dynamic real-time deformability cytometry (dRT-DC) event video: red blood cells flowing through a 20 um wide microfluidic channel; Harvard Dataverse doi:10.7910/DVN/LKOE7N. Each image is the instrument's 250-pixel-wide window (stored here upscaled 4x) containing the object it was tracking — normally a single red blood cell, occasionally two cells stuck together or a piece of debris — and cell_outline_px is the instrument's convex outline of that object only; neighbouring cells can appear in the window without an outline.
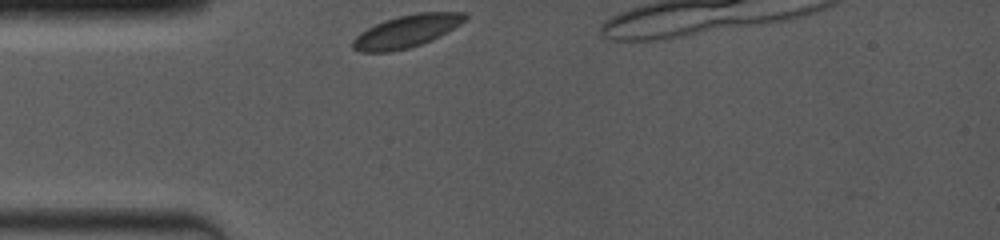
{"species": "common noctule bat (a hibernating species)", "species_latin": "Nyctalus noctula", "temperature_condition": "room temperature", "stored_images_in_passage": 4, "camera_frame_rate_fps": 4000, "um_per_image_px": 0.085, "animal": {"sex": "female", "body_mass_g": 19.0, "forearm_length_mm": 53.3}, "frame": {"image": 1, "passage_image": 1, "time_ms": 0.0, "image_size_px": [1000, 240], "cell_outline_px": [[468, 16], [460, 24], [440, 36], [432, 40], [408, 48], [392, 52], [360, 52], [352, 48], [352, 40], [360, 32], [384, 20], [416, 12], [464, 12]], "centroid_in_image_um": [34.54, 2.66], "position_along_channel_um": 50.5, "area_um2": 21.15}}